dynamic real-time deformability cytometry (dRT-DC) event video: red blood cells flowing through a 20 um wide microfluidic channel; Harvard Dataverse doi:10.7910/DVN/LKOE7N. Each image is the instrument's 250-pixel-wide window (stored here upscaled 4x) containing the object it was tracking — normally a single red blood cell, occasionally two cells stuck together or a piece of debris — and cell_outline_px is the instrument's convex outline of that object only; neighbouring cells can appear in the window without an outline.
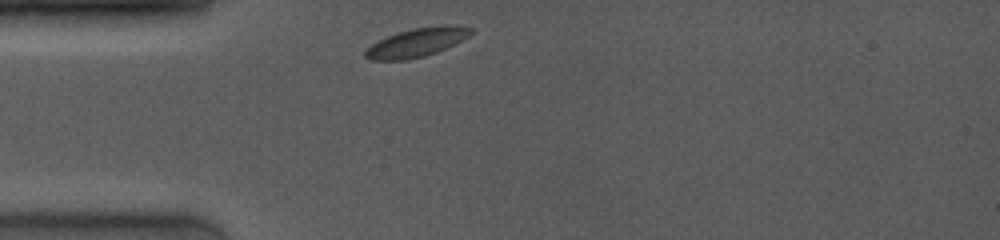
{"species": "common noctule bat (a hibernating species)", "species_latin": "Nyctalus noctula", "temperature_condition": "room temperature", "stored_images_in_passage": 7, "camera_frame_rate_fps": 4000, "um_per_image_px": 0.085, "animal": {"sex": "female", "body_mass_g": 19.0, "forearm_length_mm": 53.3}, "frame": {"image": 1, "passage_image": 1, "time_ms": 0.0, "image_size_px": [1000, 240], "cell_outline_px": [[472, 32], [468, 36], [436, 52], [424, 56], [408, 60], [368, 60], [364, 56], [364, 52], [372, 44], [388, 36], [412, 28], [472, 28]], "centroid_in_image_um": [35.27, 3.68], "position_along_channel_um": 49.7, "area_um2": 16.47}}
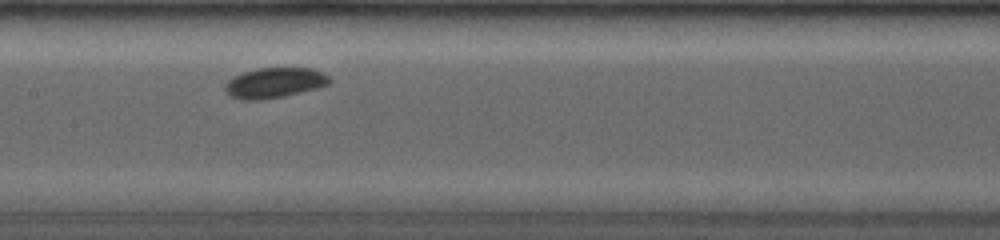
{"frame": {"image": 2, "passage_image": 5, "time_ms": 3.75, "image_size_px": [1000, 240], "cell_outline_px": [[332, 80], [328, 84], [316, 88], [284, 96], [260, 100], [240, 100], [228, 96], [224, 88], [224, 84], [232, 76], [256, 68], [312, 68], [324, 72]], "centroid_in_image_um": [23.29, 7.04], "position_along_channel_um": 184.1, "area_um2": 18.61}}